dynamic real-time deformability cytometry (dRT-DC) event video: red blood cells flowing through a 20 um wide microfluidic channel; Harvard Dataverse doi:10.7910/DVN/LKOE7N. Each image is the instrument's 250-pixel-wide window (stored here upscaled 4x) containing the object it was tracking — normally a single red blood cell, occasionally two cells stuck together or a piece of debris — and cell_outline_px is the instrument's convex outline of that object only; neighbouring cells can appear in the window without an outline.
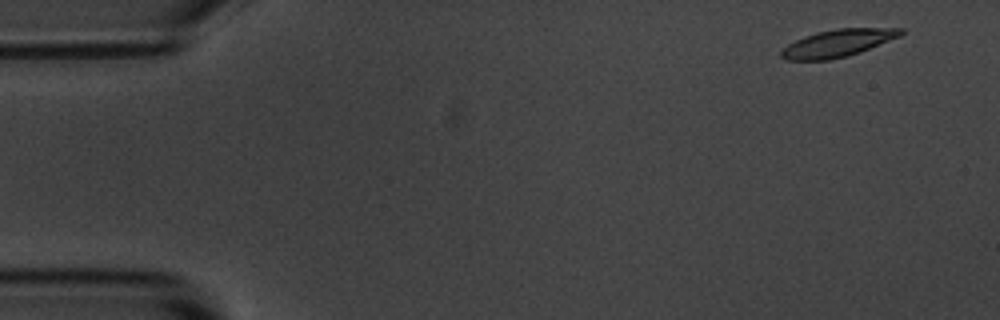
{"species": "common noctule bat (a hibernating species)", "species_latin": "Nyctalus noctula", "temperature_condition": "room temperature", "stored_images_in_passage": 55, "camera_frame_rate_fps": 3000, "um_per_image_px": 0.085, "animal": {"sex": "male", "body_mass_g": 20.1, "forearm_length_mm": 53.5}, "frame": {"image": 1, "passage_image": 3, "time_ms": 0.667, "image_size_px": [1000, 320], "cell_outline_px": [[904, 32], [900, 36], [860, 52], [848, 56], [828, 60], [784, 60], [780, 56], [780, 52], [788, 44], [804, 36], [816, 32], [836, 28], [904, 28]], "centroid_in_image_um": [71.19, 3.67], "position_along_channel_um": 13.8, "area_um2": 19.07}}
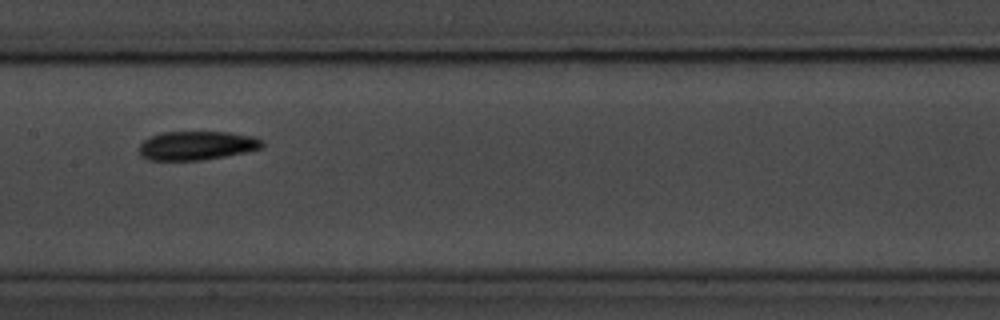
{"frame": {"image": 2, "passage_image": 27, "time_ms": 8.667, "image_size_px": [1000, 320], "cell_outline_px": [[264, 144], [260, 148], [244, 152], [204, 160], [148, 160], [140, 156], [140, 144], [144, 140], [160, 132], [228, 132], [256, 136], [264, 140]], "centroid_in_image_um": [16.74, 12.37], "position_along_channel_um": 190.7, "area_um2": 20.75}}
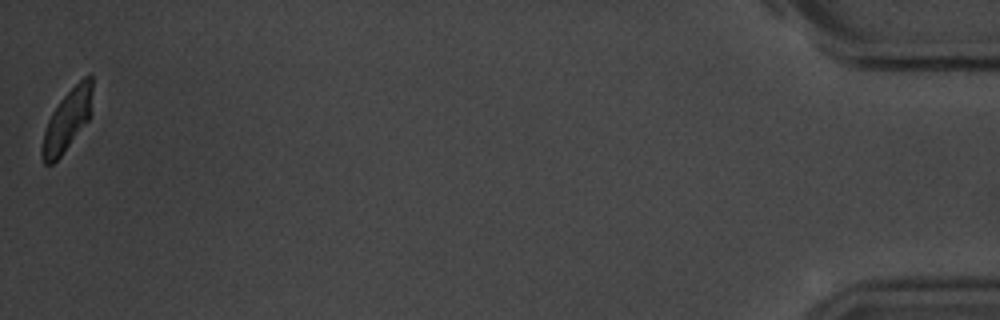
{"frame": {"image": 3, "passage_image": 55, "time_ms": 18.0, "image_size_px": [1000, 320], "cell_outline_px": [[92, 112], [88, 120], [60, 156], [52, 164], [44, 164], [40, 152], [40, 148], [44, 132], [48, 120], [52, 112], [60, 100], [88, 72], [92, 76]], "centroid_in_image_um": [5.72, 10.2], "position_along_channel_um": 429.5, "area_um2": 17.86}, "authors_computed_cell_mechanics": {"area_um2": 19.652, "velocity_mm_per_s": 3.5827, "shape_relaxation_time_tau1_ms": null, "shape_relaxation_time_tau2_ms": 5.0406, "deformation_change_tau1": null, "deformation_change_tau2": 0.0842}}